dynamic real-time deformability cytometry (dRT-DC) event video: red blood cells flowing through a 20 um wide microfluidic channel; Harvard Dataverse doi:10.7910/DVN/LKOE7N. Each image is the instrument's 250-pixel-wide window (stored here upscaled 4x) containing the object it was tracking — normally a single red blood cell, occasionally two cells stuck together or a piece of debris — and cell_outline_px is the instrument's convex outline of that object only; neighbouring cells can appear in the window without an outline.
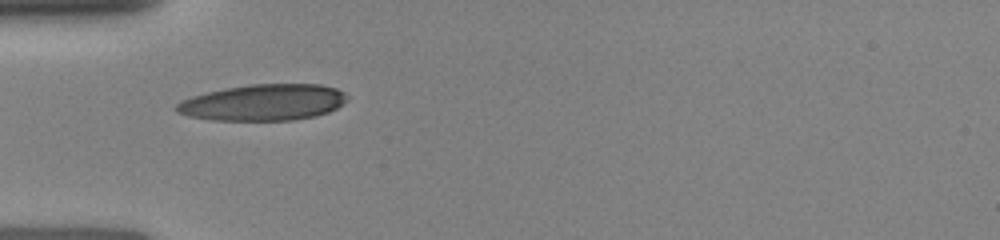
{"species": "human", "species_latin": "Homo sapiens", "temperature_condition": "room temperature", "stored_images_in_passage": 2, "camera_frame_rate_fps": 3000, "um_per_image_px": 0.085, "donor": {"sex": "female"}, "frame": {"image": 1, "passage_image": 1, "time_ms": 0.0, "image_size_px": [1000, 240], "cell_outline_px": [[348, 100], [336, 108], [328, 112], [316, 116], [292, 120], [212, 120], [188, 116], [176, 112], [172, 108], [180, 100], [192, 96], [224, 88], [248, 84], [320, 84], [336, 88], [344, 92], [348, 96]], "centroid_in_image_um": [22.36, 8.7], "position_along_channel_um": 62.6, "area_um2": 36.36}}